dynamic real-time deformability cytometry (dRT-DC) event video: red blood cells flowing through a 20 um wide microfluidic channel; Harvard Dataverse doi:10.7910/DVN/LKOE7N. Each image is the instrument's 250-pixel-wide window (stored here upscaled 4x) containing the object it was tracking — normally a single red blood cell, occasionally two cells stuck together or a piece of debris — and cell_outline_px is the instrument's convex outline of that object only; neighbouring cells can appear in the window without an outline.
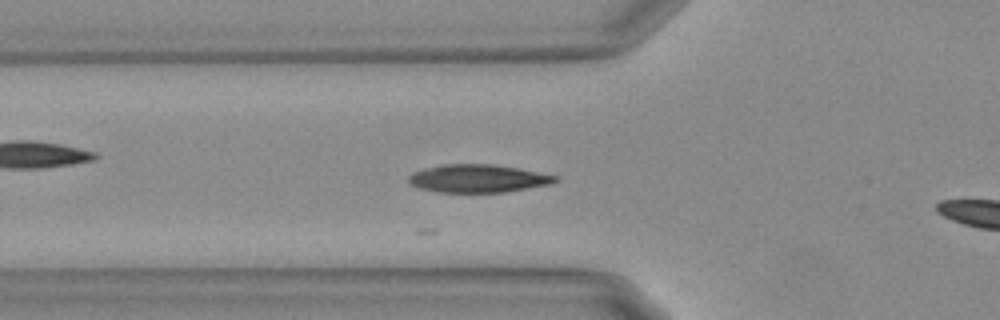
{"species": "Egyptian fruit bat (a non-hibernating species)", "species_latin": "Rousettus aegyptiacus", "temperature_condition": "warm", "stored_images_in_passage": 15, "camera_frame_rate_fps": 3000, "um_per_image_px": 0.085, "animal": {"sex": "female"}, "frame": {"image": 1, "passage_image": 13, "time_ms": 4.0, "image_size_px": [1000, 320], "cell_outline_px": [[560, 180], [552, 184], [504, 192], [436, 192], [416, 188], [408, 180], [408, 176], [412, 172], [424, 168], [444, 164], [492, 164], [520, 168], [556, 176]], "centroid_in_image_um": [40.61, 15.17], "position_along_channel_um": 85.2, "area_um2": 24.04}}